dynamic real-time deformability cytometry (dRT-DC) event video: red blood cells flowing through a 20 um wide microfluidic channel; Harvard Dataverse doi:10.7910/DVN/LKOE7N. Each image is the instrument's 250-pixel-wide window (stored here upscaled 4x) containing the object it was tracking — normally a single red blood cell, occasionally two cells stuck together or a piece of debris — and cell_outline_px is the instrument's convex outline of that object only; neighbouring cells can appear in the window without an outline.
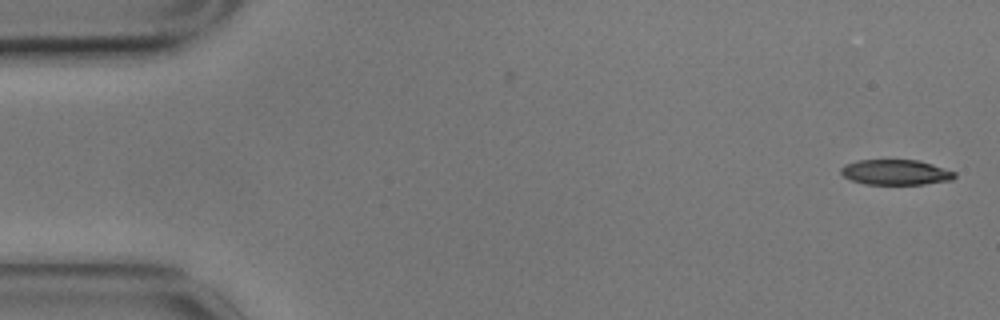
{"species": "common noctule bat (a hibernating species)", "species_latin": "Nyctalus noctula", "temperature_condition": "cold", "stored_images_in_passage": 8, "camera_frame_rate_fps": 3000, "um_per_image_px": 0.085, "animal": {"sex": "male", "body_mass_g": 17.9}, "frame": {"image": 1, "passage_image": 1, "time_ms": 0.0, "image_size_px": [1000, 320], "cell_outline_px": [[956, 176], [952, 180], [924, 184], [864, 184], [852, 180], [844, 176], [840, 172], [840, 168], [844, 164], [856, 160], [920, 160], [956, 172]], "centroid_in_image_um": [76.13, 14.64], "position_along_channel_um": 8.9, "area_um2": 16.82}}